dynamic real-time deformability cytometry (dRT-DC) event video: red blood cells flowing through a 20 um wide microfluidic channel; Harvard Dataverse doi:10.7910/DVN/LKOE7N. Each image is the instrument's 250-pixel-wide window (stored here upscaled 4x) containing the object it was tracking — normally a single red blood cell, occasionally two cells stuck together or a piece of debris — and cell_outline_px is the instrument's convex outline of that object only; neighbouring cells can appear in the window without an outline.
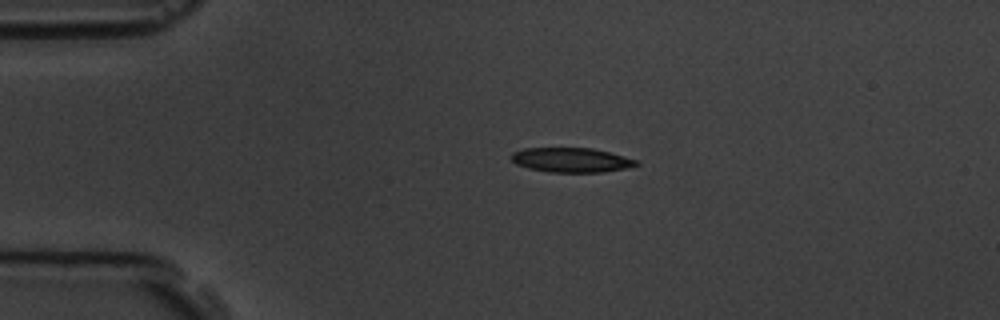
{"species": "common noctule bat (a hibernating species)", "species_latin": "Nyctalus noctula", "temperature_condition": "room temperature", "stored_images_in_passage": 2, "camera_frame_rate_fps": 3000, "um_per_image_px": 0.085, "animal": {"sex": "male", "body_mass_g": 19.5, "forearm_length_mm": 54.6}, "frame": {"image": 1, "passage_image": 1, "time_ms": 0.0, "image_size_px": [1000, 320], "cell_outline_px": [[640, 164], [632, 168], [604, 172], [548, 172], [528, 168], [516, 164], [508, 156], [512, 152], [524, 148], [592, 148], [624, 156], [636, 160]], "centroid_in_image_um": [48.56, 13.6], "position_along_channel_um": 36.4, "area_um2": 18.09}}